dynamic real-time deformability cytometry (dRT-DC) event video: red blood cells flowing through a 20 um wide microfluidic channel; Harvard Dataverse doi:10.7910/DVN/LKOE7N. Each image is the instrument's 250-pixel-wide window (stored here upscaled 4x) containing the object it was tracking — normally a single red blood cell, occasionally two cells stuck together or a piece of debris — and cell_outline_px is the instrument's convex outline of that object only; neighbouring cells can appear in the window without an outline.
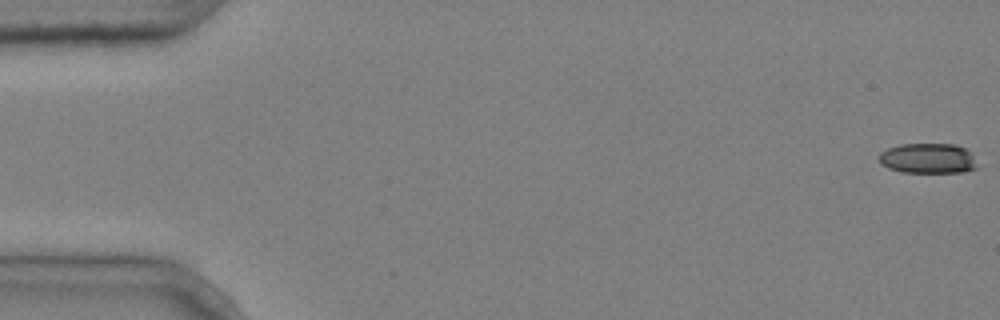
{"species": "common noctule bat (a hibernating species)", "species_latin": "Nyctalus noctula", "temperature_condition": "cold", "stored_images_in_passage": 5, "camera_frame_rate_fps": 3000, "um_per_image_px": 0.085, "animal": {"sex": "male", "body_mass_g": 20.4}, "frame": {"image": 1, "passage_image": 1, "time_ms": 0.0, "image_size_px": [1000, 320], "cell_outline_px": [[980, 168], [964, 172], [900, 172], [888, 168], [880, 164], [880, 152], [888, 148], [900, 144], [956, 144], [968, 148]], "centroid_in_image_um": [78.92, 13.46], "position_along_channel_um": 6.1, "area_um2": 17.57}}
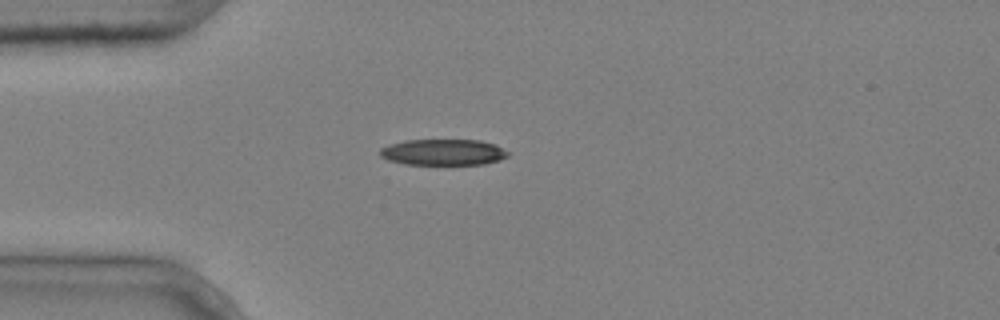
{"frame": {"image": 2, "passage_image": 5, "time_ms": 1.333, "image_size_px": [1000, 320], "cell_outline_px": [[512, 152], [508, 156], [500, 160], [484, 164], [404, 164], [388, 160], [380, 156], [380, 148], [388, 144], [404, 140], [480, 140], [496, 144]], "centroid_in_image_um": [37.7, 12.93], "position_along_channel_um": 47.3, "area_um2": 19.71}}